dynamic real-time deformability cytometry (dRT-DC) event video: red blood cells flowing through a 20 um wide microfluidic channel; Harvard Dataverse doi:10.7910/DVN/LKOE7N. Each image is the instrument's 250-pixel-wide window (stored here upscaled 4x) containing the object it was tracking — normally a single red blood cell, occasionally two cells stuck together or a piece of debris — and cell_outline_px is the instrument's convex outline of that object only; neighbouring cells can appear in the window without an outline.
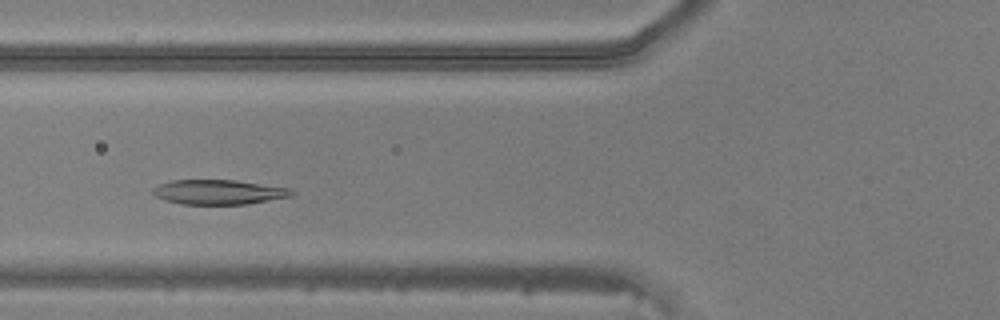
{"species": "common noctule bat (a hibernating species)", "species_latin": "Nyctalus noctula", "temperature_condition": "warm", "stored_images_in_passage": 42, "camera_frame_rate_fps": 3000, "um_per_image_px": 0.085, "animal": {"sex": "male", "body_mass_g": 20.5, "forearm_length_mm": 52.5}, "frame": {"image": 1, "passage_image": 12, "time_ms": 3.667, "image_size_px": [1000, 320], "cell_outline_px": [[296, 192], [292, 196], [248, 204], [184, 204], [164, 200], [156, 196], [152, 192], [152, 188], [160, 184], [172, 180], [236, 180], [292, 188]], "centroid_in_image_um": [18.63, 16.32], "position_along_channel_um": 107.2, "area_um2": 20.06}}
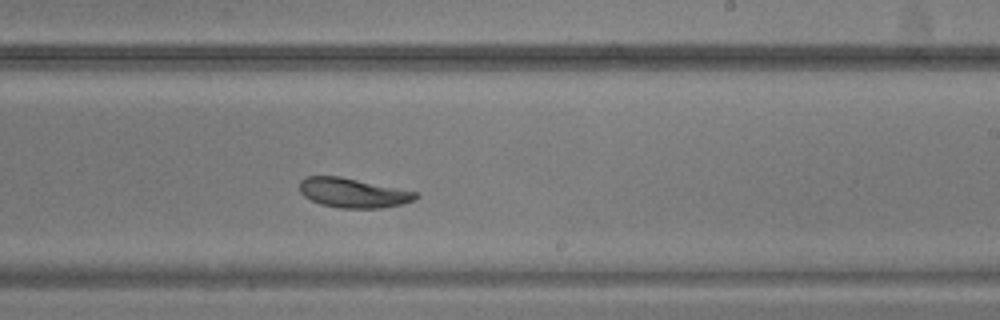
{"frame": {"image": 2, "passage_image": 23, "time_ms": 7.333, "image_size_px": [1000, 320], "cell_outline_px": [[420, 196], [412, 200], [400, 204], [380, 208], [340, 208], [320, 204], [304, 196], [300, 192], [300, 180], [308, 176], [340, 176], [420, 192]], "centroid_in_image_um": [30.03, 16.38], "position_along_channel_um": 259.0, "area_um2": 20.0}}
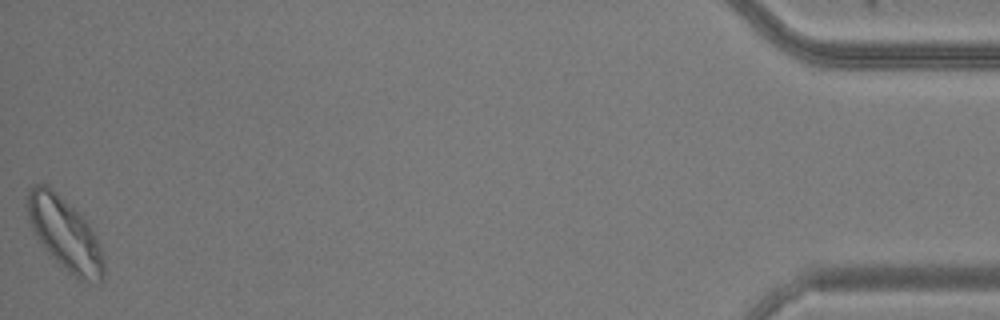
{"frame": {"image": 3, "passage_image": 42, "time_ms": 13.667, "image_size_px": [1000, 320], "cell_outline_px": [[104, 276], [100, 284], [92, 284], [80, 280], [72, 276], [44, 248], [32, 228], [28, 220], [24, 204], [28, 192], [36, 184], [48, 184], [92, 228], [100, 244], [104, 260]], "centroid_in_image_um": [5.52, 19.92], "position_along_channel_um": 429.7, "area_um2": 32.31}}